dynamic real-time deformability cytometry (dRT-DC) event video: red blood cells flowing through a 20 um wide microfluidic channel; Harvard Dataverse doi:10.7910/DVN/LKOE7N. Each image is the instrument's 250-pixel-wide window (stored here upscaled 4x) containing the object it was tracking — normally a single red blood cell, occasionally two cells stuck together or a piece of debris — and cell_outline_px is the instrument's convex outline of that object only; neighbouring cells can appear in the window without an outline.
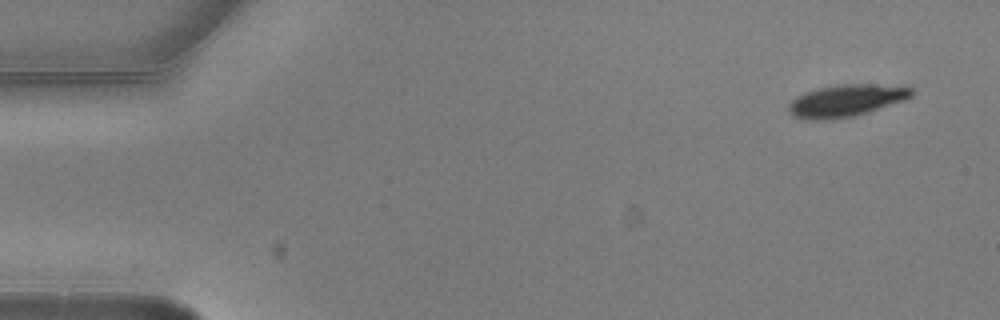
{"species": "common noctule bat (a hibernating species)", "species_latin": "Nyctalus noctula", "temperature_condition": "warm", "stored_images_in_passage": 5, "camera_frame_rate_fps": 3000, "um_per_image_px": 0.085, "animal": {"sex": "male", "body_mass_g": 20.5, "forearm_length_mm": 52.5}, "frame": {"image": 1, "passage_image": 1, "time_ms": 0.0, "image_size_px": [1000, 320], "cell_outline_px": [[912, 96], [904, 100], [868, 112], [852, 116], [832, 120], [804, 120], [792, 116], [788, 112], [788, 104], [792, 100], [804, 92], [820, 88], [840, 84], [868, 84], [912, 88]], "centroid_in_image_um": [71.84, 8.58], "position_along_channel_um": 13.2, "area_um2": 22.83}}
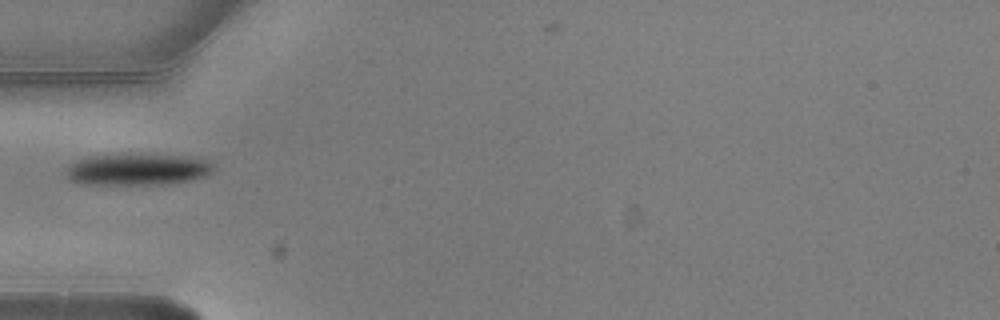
{"frame": {"image": 2, "passage_image": 5, "time_ms": 1.333, "image_size_px": [1000, 320], "cell_outline_px": [[216, 168], [208, 176], [192, 180], [168, 184], [80, 184], [68, 180], [64, 172], [68, 164], [76, 160], [88, 156], [192, 156], [208, 160]], "centroid_in_image_um": [11.69, 14.43], "position_along_channel_um": 73.3, "area_um2": 27.05}}